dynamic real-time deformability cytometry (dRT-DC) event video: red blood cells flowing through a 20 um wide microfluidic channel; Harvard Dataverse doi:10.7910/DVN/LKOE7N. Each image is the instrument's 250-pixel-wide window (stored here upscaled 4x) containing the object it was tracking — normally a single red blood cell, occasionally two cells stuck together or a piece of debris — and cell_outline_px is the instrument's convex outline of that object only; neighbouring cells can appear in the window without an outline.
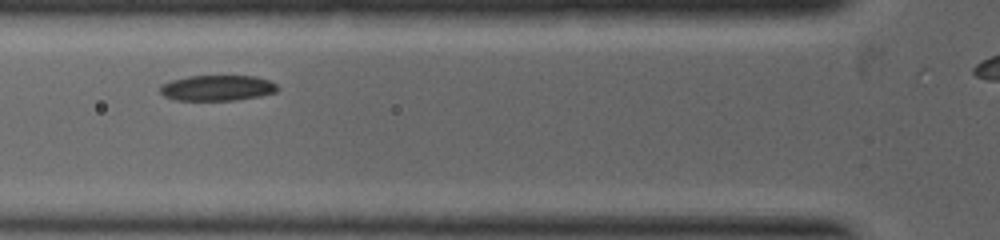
{"species": "common noctule bat (a hibernating species)", "species_latin": "Nyctalus noctula", "temperature_condition": "warm", "stored_images_in_passage": 7, "camera_frame_rate_fps": 5000, "um_per_image_px": 0.085, "animal": {"sex": "female", "body_mass_g": 19.0, "forearm_length_mm": 53.3}, "frame": {"image": 1, "passage_image": 6, "time_ms": 2.0, "image_size_px": [1000, 240], "cell_outline_px": [[280, 88], [276, 92], [260, 96], [236, 100], [176, 100], [164, 96], [160, 92], [160, 84], [172, 80], [188, 76], [256, 76], [268, 80], [276, 84]], "centroid_in_image_um": [18.47, 7.47], "position_along_channel_um": 107.3, "area_um2": 17.57}}